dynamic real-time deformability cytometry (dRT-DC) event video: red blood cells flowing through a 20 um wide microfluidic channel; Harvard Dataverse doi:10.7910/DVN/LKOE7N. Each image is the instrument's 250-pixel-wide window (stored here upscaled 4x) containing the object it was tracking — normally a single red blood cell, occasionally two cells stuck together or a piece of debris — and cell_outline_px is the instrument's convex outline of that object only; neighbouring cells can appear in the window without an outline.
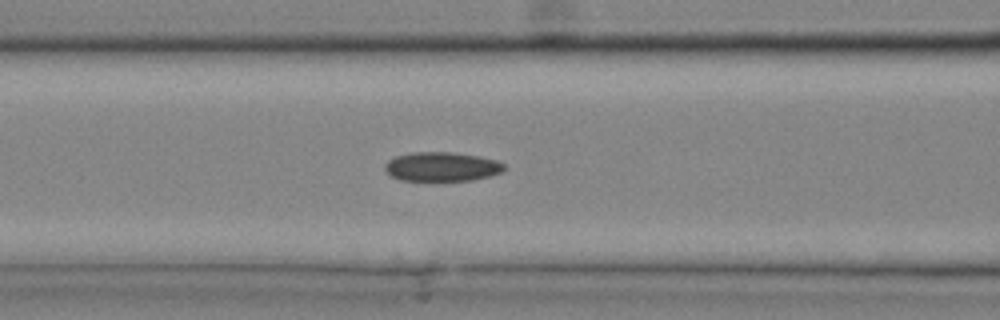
{"species": "common noctule bat (a hibernating species)", "species_latin": "Nyctalus noctula", "temperature_condition": "cold", "stored_images_in_passage": 22, "camera_frame_rate_fps": 3000, "um_per_image_px": 0.085, "animal": {"sex": "male", "body_mass_g": 20.4}, "frame": {"image": 1, "passage_image": 4, "time_ms": 1.0, "image_size_px": [1000, 320], "cell_outline_px": [[504, 168], [500, 172], [488, 176], [472, 180], [400, 180], [392, 176], [384, 168], [384, 164], [388, 160], [396, 156], [412, 152], [452, 152], [480, 156], [496, 160], [504, 164]], "centroid_in_image_um": [37.53, 14.15], "position_along_channel_um": 129.1, "area_um2": 20.11}}